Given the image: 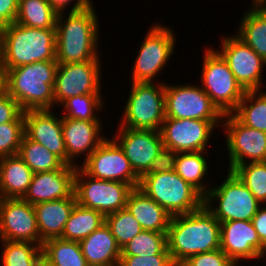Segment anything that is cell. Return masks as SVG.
Returning <instances> with one entry per match:
<instances>
[{
    "label": "cell",
    "mask_w": 266,
    "mask_h": 266,
    "mask_svg": "<svg viewBox=\"0 0 266 266\" xmlns=\"http://www.w3.org/2000/svg\"><path fill=\"white\" fill-rule=\"evenodd\" d=\"M126 208L140 223L143 230L167 233L171 220L170 214L138 187L130 192Z\"/></svg>",
    "instance_id": "d4e9b609"
},
{
    "label": "cell",
    "mask_w": 266,
    "mask_h": 266,
    "mask_svg": "<svg viewBox=\"0 0 266 266\" xmlns=\"http://www.w3.org/2000/svg\"><path fill=\"white\" fill-rule=\"evenodd\" d=\"M250 5L240 18L236 35L266 61V6L259 1Z\"/></svg>",
    "instance_id": "4316f807"
},
{
    "label": "cell",
    "mask_w": 266,
    "mask_h": 266,
    "mask_svg": "<svg viewBox=\"0 0 266 266\" xmlns=\"http://www.w3.org/2000/svg\"><path fill=\"white\" fill-rule=\"evenodd\" d=\"M102 120H77L62 117V131L67 151V165L78 166L77 157L87 159L106 139ZM86 152V153H85ZM76 159V160H75Z\"/></svg>",
    "instance_id": "44dd1931"
},
{
    "label": "cell",
    "mask_w": 266,
    "mask_h": 266,
    "mask_svg": "<svg viewBox=\"0 0 266 266\" xmlns=\"http://www.w3.org/2000/svg\"><path fill=\"white\" fill-rule=\"evenodd\" d=\"M11 121H24V111L6 92L0 97V124Z\"/></svg>",
    "instance_id": "b9f144b4"
},
{
    "label": "cell",
    "mask_w": 266,
    "mask_h": 266,
    "mask_svg": "<svg viewBox=\"0 0 266 266\" xmlns=\"http://www.w3.org/2000/svg\"><path fill=\"white\" fill-rule=\"evenodd\" d=\"M221 250H212L191 256L180 266H239Z\"/></svg>",
    "instance_id": "ab89813d"
},
{
    "label": "cell",
    "mask_w": 266,
    "mask_h": 266,
    "mask_svg": "<svg viewBox=\"0 0 266 266\" xmlns=\"http://www.w3.org/2000/svg\"><path fill=\"white\" fill-rule=\"evenodd\" d=\"M252 223L261 241V245L266 244V206H261L255 216L252 218Z\"/></svg>",
    "instance_id": "bcb514c9"
},
{
    "label": "cell",
    "mask_w": 266,
    "mask_h": 266,
    "mask_svg": "<svg viewBox=\"0 0 266 266\" xmlns=\"http://www.w3.org/2000/svg\"><path fill=\"white\" fill-rule=\"evenodd\" d=\"M259 2L266 6V0H259Z\"/></svg>",
    "instance_id": "816d5d0a"
},
{
    "label": "cell",
    "mask_w": 266,
    "mask_h": 266,
    "mask_svg": "<svg viewBox=\"0 0 266 266\" xmlns=\"http://www.w3.org/2000/svg\"><path fill=\"white\" fill-rule=\"evenodd\" d=\"M1 266H36L43 257L42 247L32 242L0 240Z\"/></svg>",
    "instance_id": "836d02e7"
},
{
    "label": "cell",
    "mask_w": 266,
    "mask_h": 266,
    "mask_svg": "<svg viewBox=\"0 0 266 266\" xmlns=\"http://www.w3.org/2000/svg\"><path fill=\"white\" fill-rule=\"evenodd\" d=\"M18 155L34 173L50 172L66 165L58 156L43 145L30 140L25 134Z\"/></svg>",
    "instance_id": "d6a6232c"
},
{
    "label": "cell",
    "mask_w": 266,
    "mask_h": 266,
    "mask_svg": "<svg viewBox=\"0 0 266 266\" xmlns=\"http://www.w3.org/2000/svg\"><path fill=\"white\" fill-rule=\"evenodd\" d=\"M129 93L119 126L160 131L166 117L165 83L131 82Z\"/></svg>",
    "instance_id": "8992f818"
},
{
    "label": "cell",
    "mask_w": 266,
    "mask_h": 266,
    "mask_svg": "<svg viewBox=\"0 0 266 266\" xmlns=\"http://www.w3.org/2000/svg\"><path fill=\"white\" fill-rule=\"evenodd\" d=\"M76 197L41 202L34 205L40 235V246L45 240L59 238L74 206Z\"/></svg>",
    "instance_id": "603a6c76"
},
{
    "label": "cell",
    "mask_w": 266,
    "mask_h": 266,
    "mask_svg": "<svg viewBox=\"0 0 266 266\" xmlns=\"http://www.w3.org/2000/svg\"><path fill=\"white\" fill-rule=\"evenodd\" d=\"M0 240L40 245L34 205L23 198H0Z\"/></svg>",
    "instance_id": "e0dca14e"
},
{
    "label": "cell",
    "mask_w": 266,
    "mask_h": 266,
    "mask_svg": "<svg viewBox=\"0 0 266 266\" xmlns=\"http://www.w3.org/2000/svg\"><path fill=\"white\" fill-rule=\"evenodd\" d=\"M167 249L176 266L191 256L220 249V222L204 207L172 216Z\"/></svg>",
    "instance_id": "6da1fadb"
},
{
    "label": "cell",
    "mask_w": 266,
    "mask_h": 266,
    "mask_svg": "<svg viewBox=\"0 0 266 266\" xmlns=\"http://www.w3.org/2000/svg\"><path fill=\"white\" fill-rule=\"evenodd\" d=\"M19 0H0V27L14 23L18 14Z\"/></svg>",
    "instance_id": "ee69618b"
},
{
    "label": "cell",
    "mask_w": 266,
    "mask_h": 266,
    "mask_svg": "<svg viewBox=\"0 0 266 266\" xmlns=\"http://www.w3.org/2000/svg\"><path fill=\"white\" fill-rule=\"evenodd\" d=\"M220 122L165 117L160 129L163 146L176 153L207 151L210 135L221 127Z\"/></svg>",
    "instance_id": "2e32d148"
},
{
    "label": "cell",
    "mask_w": 266,
    "mask_h": 266,
    "mask_svg": "<svg viewBox=\"0 0 266 266\" xmlns=\"http://www.w3.org/2000/svg\"><path fill=\"white\" fill-rule=\"evenodd\" d=\"M1 30L4 68L56 61V28H32L14 22Z\"/></svg>",
    "instance_id": "277c9868"
},
{
    "label": "cell",
    "mask_w": 266,
    "mask_h": 266,
    "mask_svg": "<svg viewBox=\"0 0 266 266\" xmlns=\"http://www.w3.org/2000/svg\"><path fill=\"white\" fill-rule=\"evenodd\" d=\"M53 109L24 111L25 135L46 147L67 165V151L63 138L62 117Z\"/></svg>",
    "instance_id": "d6986e66"
},
{
    "label": "cell",
    "mask_w": 266,
    "mask_h": 266,
    "mask_svg": "<svg viewBox=\"0 0 266 266\" xmlns=\"http://www.w3.org/2000/svg\"><path fill=\"white\" fill-rule=\"evenodd\" d=\"M226 135L228 171L248 162H266V132L243 125L232 113L221 124Z\"/></svg>",
    "instance_id": "7c38bea8"
},
{
    "label": "cell",
    "mask_w": 266,
    "mask_h": 266,
    "mask_svg": "<svg viewBox=\"0 0 266 266\" xmlns=\"http://www.w3.org/2000/svg\"><path fill=\"white\" fill-rule=\"evenodd\" d=\"M77 166L65 165L62 169L34 173L23 199L31 205L69 198L74 194V176Z\"/></svg>",
    "instance_id": "7402d4cb"
},
{
    "label": "cell",
    "mask_w": 266,
    "mask_h": 266,
    "mask_svg": "<svg viewBox=\"0 0 266 266\" xmlns=\"http://www.w3.org/2000/svg\"><path fill=\"white\" fill-rule=\"evenodd\" d=\"M177 153L163 146L144 174H156L175 170Z\"/></svg>",
    "instance_id": "7bdbcfd3"
},
{
    "label": "cell",
    "mask_w": 266,
    "mask_h": 266,
    "mask_svg": "<svg viewBox=\"0 0 266 266\" xmlns=\"http://www.w3.org/2000/svg\"><path fill=\"white\" fill-rule=\"evenodd\" d=\"M134 188L127 183L107 181L87 175L79 166L74 176L76 202L101 212L104 216L126 208L130 192Z\"/></svg>",
    "instance_id": "30bf717a"
},
{
    "label": "cell",
    "mask_w": 266,
    "mask_h": 266,
    "mask_svg": "<svg viewBox=\"0 0 266 266\" xmlns=\"http://www.w3.org/2000/svg\"><path fill=\"white\" fill-rule=\"evenodd\" d=\"M205 153L207 151L177 153L174 170L184 181L191 184L203 196L210 190L206 182H204L206 180L204 177L207 176L211 166L208 164L207 158H205Z\"/></svg>",
    "instance_id": "83f0119b"
},
{
    "label": "cell",
    "mask_w": 266,
    "mask_h": 266,
    "mask_svg": "<svg viewBox=\"0 0 266 266\" xmlns=\"http://www.w3.org/2000/svg\"><path fill=\"white\" fill-rule=\"evenodd\" d=\"M24 134V121L0 124V158L17 155Z\"/></svg>",
    "instance_id": "f35d334b"
},
{
    "label": "cell",
    "mask_w": 266,
    "mask_h": 266,
    "mask_svg": "<svg viewBox=\"0 0 266 266\" xmlns=\"http://www.w3.org/2000/svg\"><path fill=\"white\" fill-rule=\"evenodd\" d=\"M264 91V92H263ZM232 114L243 124L266 132V91H245Z\"/></svg>",
    "instance_id": "4dcf8cb0"
},
{
    "label": "cell",
    "mask_w": 266,
    "mask_h": 266,
    "mask_svg": "<svg viewBox=\"0 0 266 266\" xmlns=\"http://www.w3.org/2000/svg\"><path fill=\"white\" fill-rule=\"evenodd\" d=\"M7 92L6 69L0 67V97Z\"/></svg>",
    "instance_id": "7dc6e473"
},
{
    "label": "cell",
    "mask_w": 266,
    "mask_h": 266,
    "mask_svg": "<svg viewBox=\"0 0 266 266\" xmlns=\"http://www.w3.org/2000/svg\"><path fill=\"white\" fill-rule=\"evenodd\" d=\"M174 31L160 22L148 29L131 70V82L155 83L154 78L162 73L169 58L173 57L176 42Z\"/></svg>",
    "instance_id": "9c48e42d"
},
{
    "label": "cell",
    "mask_w": 266,
    "mask_h": 266,
    "mask_svg": "<svg viewBox=\"0 0 266 266\" xmlns=\"http://www.w3.org/2000/svg\"><path fill=\"white\" fill-rule=\"evenodd\" d=\"M119 266H176L171 255H121Z\"/></svg>",
    "instance_id": "60d3db41"
},
{
    "label": "cell",
    "mask_w": 266,
    "mask_h": 266,
    "mask_svg": "<svg viewBox=\"0 0 266 266\" xmlns=\"http://www.w3.org/2000/svg\"><path fill=\"white\" fill-rule=\"evenodd\" d=\"M57 15L47 0H19L15 22L32 28H56Z\"/></svg>",
    "instance_id": "1f68e13d"
},
{
    "label": "cell",
    "mask_w": 266,
    "mask_h": 266,
    "mask_svg": "<svg viewBox=\"0 0 266 266\" xmlns=\"http://www.w3.org/2000/svg\"><path fill=\"white\" fill-rule=\"evenodd\" d=\"M87 175L101 180L119 181L139 186L140 177L132 169L123 149L112 138H106L95 151L78 165Z\"/></svg>",
    "instance_id": "4fadbf2b"
},
{
    "label": "cell",
    "mask_w": 266,
    "mask_h": 266,
    "mask_svg": "<svg viewBox=\"0 0 266 266\" xmlns=\"http://www.w3.org/2000/svg\"><path fill=\"white\" fill-rule=\"evenodd\" d=\"M34 172L17 154L0 158V198H23Z\"/></svg>",
    "instance_id": "484cf974"
},
{
    "label": "cell",
    "mask_w": 266,
    "mask_h": 266,
    "mask_svg": "<svg viewBox=\"0 0 266 266\" xmlns=\"http://www.w3.org/2000/svg\"><path fill=\"white\" fill-rule=\"evenodd\" d=\"M138 188L171 217L196 211L204 205V196L175 171L143 174Z\"/></svg>",
    "instance_id": "5b68a950"
},
{
    "label": "cell",
    "mask_w": 266,
    "mask_h": 266,
    "mask_svg": "<svg viewBox=\"0 0 266 266\" xmlns=\"http://www.w3.org/2000/svg\"><path fill=\"white\" fill-rule=\"evenodd\" d=\"M205 49L200 86L224 115L231 114L243 99L245 90L216 48Z\"/></svg>",
    "instance_id": "ba28073f"
},
{
    "label": "cell",
    "mask_w": 266,
    "mask_h": 266,
    "mask_svg": "<svg viewBox=\"0 0 266 266\" xmlns=\"http://www.w3.org/2000/svg\"><path fill=\"white\" fill-rule=\"evenodd\" d=\"M93 3L85 9L58 13L56 19V61L71 64L100 58L99 23ZM98 50V51H97Z\"/></svg>",
    "instance_id": "7a4b0ae2"
},
{
    "label": "cell",
    "mask_w": 266,
    "mask_h": 266,
    "mask_svg": "<svg viewBox=\"0 0 266 266\" xmlns=\"http://www.w3.org/2000/svg\"><path fill=\"white\" fill-rule=\"evenodd\" d=\"M167 233L142 230L122 249L121 255L152 256L170 255L167 249Z\"/></svg>",
    "instance_id": "e575fe53"
},
{
    "label": "cell",
    "mask_w": 266,
    "mask_h": 266,
    "mask_svg": "<svg viewBox=\"0 0 266 266\" xmlns=\"http://www.w3.org/2000/svg\"><path fill=\"white\" fill-rule=\"evenodd\" d=\"M50 3V6L57 12L62 13L74 2L73 6L70 8L69 12H75L82 9H85L90 4H92L91 0H47ZM76 1V2H75Z\"/></svg>",
    "instance_id": "f6af8a7d"
},
{
    "label": "cell",
    "mask_w": 266,
    "mask_h": 266,
    "mask_svg": "<svg viewBox=\"0 0 266 266\" xmlns=\"http://www.w3.org/2000/svg\"><path fill=\"white\" fill-rule=\"evenodd\" d=\"M261 247V241L252 220L220 223V249L235 264H241L242 261L249 259L257 260Z\"/></svg>",
    "instance_id": "ffe728a7"
},
{
    "label": "cell",
    "mask_w": 266,
    "mask_h": 266,
    "mask_svg": "<svg viewBox=\"0 0 266 266\" xmlns=\"http://www.w3.org/2000/svg\"><path fill=\"white\" fill-rule=\"evenodd\" d=\"M36 266H52L44 257H42L36 264Z\"/></svg>",
    "instance_id": "f907efd6"
},
{
    "label": "cell",
    "mask_w": 266,
    "mask_h": 266,
    "mask_svg": "<svg viewBox=\"0 0 266 266\" xmlns=\"http://www.w3.org/2000/svg\"><path fill=\"white\" fill-rule=\"evenodd\" d=\"M57 66V61H38L15 68H5L7 93L23 111L53 109V86Z\"/></svg>",
    "instance_id": "3957f363"
},
{
    "label": "cell",
    "mask_w": 266,
    "mask_h": 266,
    "mask_svg": "<svg viewBox=\"0 0 266 266\" xmlns=\"http://www.w3.org/2000/svg\"><path fill=\"white\" fill-rule=\"evenodd\" d=\"M43 257L52 266H89L79 241L51 238L42 244Z\"/></svg>",
    "instance_id": "f546056e"
},
{
    "label": "cell",
    "mask_w": 266,
    "mask_h": 266,
    "mask_svg": "<svg viewBox=\"0 0 266 266\" xmlns=\"http://www.w3.org/2000/svg\"><path fill=\"white\" fill-rule=\"evenodd\" d=\"M105 223V216L91 208L76 203L67 222L62 236L64 240L80 241Z\"/></svg>",
    "instance_id": "f1b7e54d"
},
{
    "label": "cell",
    "mask_w": 266,
    "mask_h": 266,
    "mask_svg": "<svg viewBox=\"0 0 266 266\" xmlns=\"http://www.w3.org/2000/svg\"><path fill=\"white\" fill-rule=\"evenodd\" d=\"M226 176L220 185H209L210 190L204 195V207L220 223L252 220L262 204L233 171H228Z\"/></svg>",
    "instance_id": "52a82bcc"
},
{
    "label": "cell",
    "mask_w": 266,
    "mask_h": 266,
    "mask_svg": "<svg viewBox=\"0 0 266 266\" xmlns=\"http://www.w3.org/2000/svg\"><path fill=\"white\" fill-rule=\"evenodd\" d=\"M102 95L104 94H85L67 98L60 104L65 110L61 117L77 120H101L100 115L97 116V114L104 109Z\"/></svg>",
    "instance_id": "d590c367"
},
{
    "label": "cell",
    "mask_w": 266,
    "mask_h": 266,
    "mask_svg": "<svg viewBox=\"0 0 266 266\" xmlns=\"http://www.w3.org/2000/svg\"><path fill=\"white\" fill-rule=\"evenodd\" d=\"M264 257L266 258V244L261 247V249L258 253L257 260L261 261L260 259H263Z\"/></svg>",
    "instance_id": "681fc988"
},
{
    "label": "cell",
    "mask_w": 266,
    "mask_h": 266,
    "mask_svg": "<svg viewBox=\"0 0 266 266\" xmlns=\"http://www.w3.org/2000/svg\"><path fill=\"white\" fill-rule=\"evenodd\" d=\"M166 117L222 121L224 114L199 85L165 84Z\"/></svg>",
    "instance_id": "8fae6325"
},
{
    "label": "cell",
    "mask_w": 266,
    "mask_h": 266,
    "mask_svg": "<svg viewBox=\"0 0 266 266\" xmlns=\"http://www.w3.org/2000/svg\"><path fill=\"white\" fill-rule=\"evenodd\" d=\"M233 172L246 185L254 197L265 205L266 162H247L238 165Z\"/></svg>",
    "instance_id": "74e56055"
},
{
    "label": "cell",
    "mask_w": 266,
    "mask_h": 266,
    "mask_svg": "<svg viewBox=\"0 0 266 266\" xmlns=\"http://www.w3.org/2000/svg\"><path fill=\"white\" fill-rule=\"evenodd\" d=\"M0 67H3V46H2V30L0 27Z\"/></svg>",
    "instance_id": "c3c4849f"
},
{
    "label": "cell",
    "mask_w": 266,
    "mask_h": 266,
    "mask_svg": "<svg viewBox=\"0 0 266 266\" xmlns=\"http://www.w3.org/2000/svg\"><path fill=\"white\" fill-rule=\"evenodd\" d=\"M100 60L58 64L53 86L56 106L73 96L103 94L101 92L102 60Z\"/></svg>",
    "instance_id": "9a60e30c"
},
{
    "label": "cell",
    "mask_w": 266,
    "mask_h": 266,
    "mask_svg": "<svg viewBox=\"0 0 266 266\" xmlns=\"http://www.w3.org/2000/svg\"><path fill=\"white\" fill-rule=\"evenodd\" d=\"M105 223L120 249L143 230L140 223L136 221L127 208L106 215Z\"/></svg>",
    "instance_id": "8d00e7d4"
},
{
    "label": "cell",
    "mask_w": 266,
    "mask_h": 266,
    "mask_svg": "<svg viewBox=\"0 0 266 266\" xmlns=\"http://www.w3.org/2000/svg\"><path fill=\"white\" fill-rule=\"evenodd\" d=\"M79 244L89 266H119L121 249L106 223Z\"/></svg>",
    "instance_id": "cb8c5ba5"
},
{
    "label": "cell",
    "mask_w": 266,
    "mask_h": 266,
    "mask_svg": "<svg viewBox=\"0 0 266 266\" xmlns=\"http://www.w3.org/2000/svg\"><path fill=\"white\" fill-rule=\"evenodd\" d=\"M113 139L123 149L134 172L141 177L163 148L160 131L117 127Z\"/></svg>",
    "instance_id": "ac0fdd59"
},
{
    "label": "cell",
    "mask_w": 266,
    "mask_h": 266,
    "mask_svg": "<svg viewBox=\"0 0 266 266\" xmlns=\"http://www.w3.org/2000/svg\"><path fill=\"white\" fill-rule=\"evenodd\" d=\"M225 36L220 42L221 50L216 51L226 61L236 81L245 91L263 90L262 73L266 61L235 33Z\"/></svg>",
    "instance_id": "5bb4252c"
}]
</instances>
